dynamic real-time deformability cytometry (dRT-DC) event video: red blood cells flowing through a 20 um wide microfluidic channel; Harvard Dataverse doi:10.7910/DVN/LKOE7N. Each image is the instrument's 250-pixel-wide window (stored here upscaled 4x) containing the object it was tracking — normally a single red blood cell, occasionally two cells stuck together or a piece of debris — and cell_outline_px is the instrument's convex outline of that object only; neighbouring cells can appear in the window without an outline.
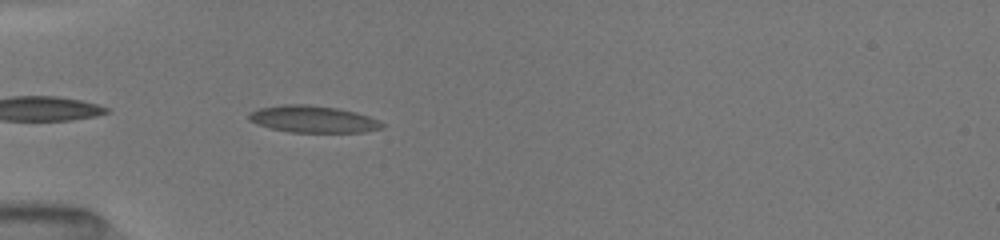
{"species": "common noctule bat (a hibernating species)", "species_latin": "Nyctalus noctula", "temperature_condition": "room temperature", "stored_images_in_passage": 21, "camera_frame_rate_fps": 3000, "um_per_image_px": 0.085, "animal": {"sex": "female", "body_mass_g": 19.5, "forearm_length_mm": 54.1}, "frame": {"image": 1, "passage_image": 2, "time_ms": 0.333, "image_size_px": [1000, 240], "cell_outline_px": [[384, 128], [364, 132], [288, 132], [272, 128], [248, 120], [248, 112], [260, 108], [284, 104], [308, 104], [336, 108], [356, 112], [380, 120], [384, 124]], "centroid_in_image_um": [26.63, 10.13], "position_along_channel_um": 58.4, "area_um2": 20.87}}
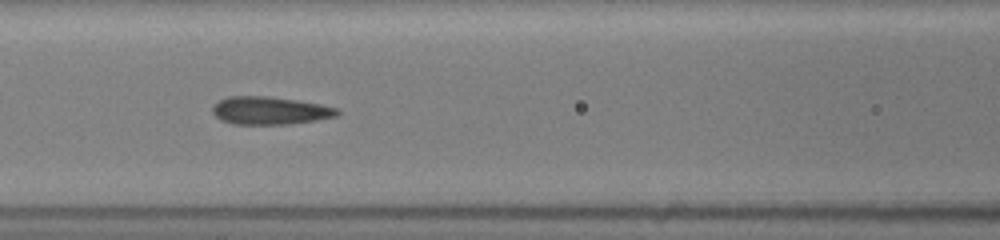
{"frame": {"image": 2, "passage_image": 9, "time_ms": 2.667, "image_size_px": [1000, 240], "cell_outline_px": [[340, 112], [336, 116], [316, 120], [288, 124], [232, 124], [220, 120], [212, 112], [212, 104], [228, 96], [268, 96], [296, 100], [320, 104], [336, 108]], "centroid_in_image_um": [22.89, 9.4], "position_along_channel_um": 143.7, "area_um2": 20.23}}
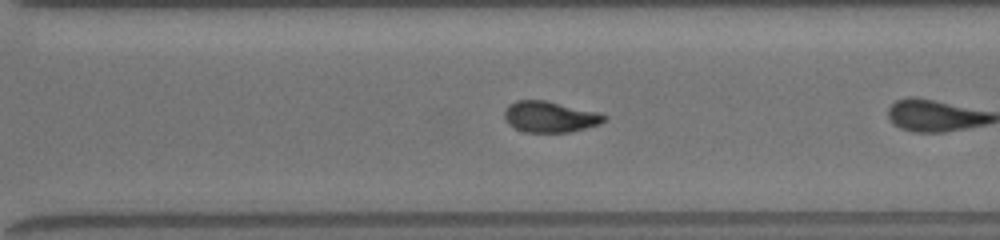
{"frame": {"image": 3, "passage_image": 20, "time_ms": 6.333, "image_size_px": [1000, 240], "cell_outline_px": [[608, 116], [600, 124], [568, 132], [524, 132], [508, 124], [504, 116], [504, 112], [508, 104], [516, 100], [544, 100], [600, 112]], "centroid_in_image_um": [46.74, 9.92], "position_along_channel_um": 323.9, "area_um2": 18.03}}